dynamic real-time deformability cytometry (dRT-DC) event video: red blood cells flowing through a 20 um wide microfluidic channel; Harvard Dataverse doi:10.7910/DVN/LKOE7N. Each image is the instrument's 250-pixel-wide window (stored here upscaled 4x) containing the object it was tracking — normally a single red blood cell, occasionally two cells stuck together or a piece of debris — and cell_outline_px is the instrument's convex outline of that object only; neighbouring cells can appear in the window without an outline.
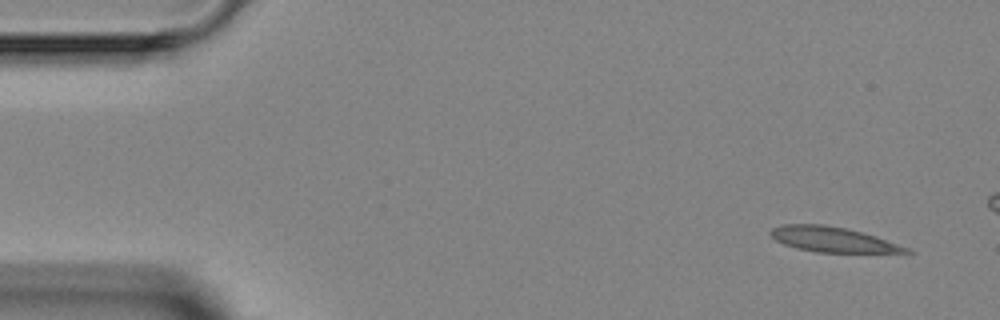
{"species": "Egyptian fruit bat (a non-hibernating species)", "species_latin": "Rousettus aegyptiacus", "temperature_condition": "room temperature", "stored_images_in_passage": 4, "camera_frame_rate_fps": 3000, "um_per_image_px": 0.085, "animal": {"sex": "female"}, "frame": {"image": 1, "passage_image": 1, "time_ms": 0.0, "image_size_px": [1000, 320], "cell_outline_px": [[916, 252], [816, 252], [796, 248], [784, 244], [776, 240], [768, 232], [772, 228], [784, 224], [824, 224], [844, 228], [876, 236], [912, 248]], "centroid_in_image_um": [70.79, 20.35], "position_along_channel_um": 14.2, "area_um2": 19.71}}